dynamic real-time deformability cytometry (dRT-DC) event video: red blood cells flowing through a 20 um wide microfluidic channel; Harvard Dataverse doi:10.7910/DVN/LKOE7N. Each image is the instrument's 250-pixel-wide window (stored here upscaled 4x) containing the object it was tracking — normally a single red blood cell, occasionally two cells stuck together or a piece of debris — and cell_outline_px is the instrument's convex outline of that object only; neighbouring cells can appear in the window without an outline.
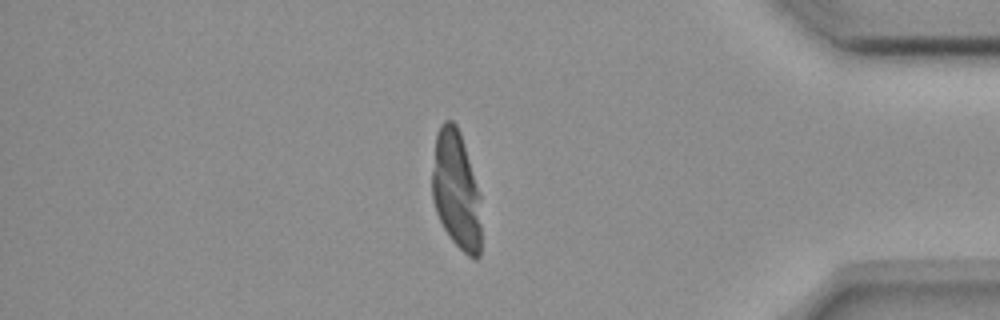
{"species": "common noctule bat (a hibernating species)", "species_latin": "Nyctalus noctula", "temperature_condition": "room temperature", "stored_images_in_passage": 55, "camera_frame_rate_fps": 3000, "um_per_image_px": 0.085, "animal": {"sex": "female", "body_mass_g": 18.4}, "frame": {"image": 1, "passage_image": 47, "time_ms": 15.333, "image_size_px": [1000, 320], "cell_outline_px": [[480, 256], [476, 260], [472, 260], [452, 240], [444, 228], [436, 212], [432, 200], [432, 172], [436, 132], [440, 124], [444, 120], [452, 120], [456, 124], [460, 132], [480, 196]], "centroid_in_image_um": [38.76, 16.16], "position_along_channel_um": 396.4, "area_um2": 33.81}}